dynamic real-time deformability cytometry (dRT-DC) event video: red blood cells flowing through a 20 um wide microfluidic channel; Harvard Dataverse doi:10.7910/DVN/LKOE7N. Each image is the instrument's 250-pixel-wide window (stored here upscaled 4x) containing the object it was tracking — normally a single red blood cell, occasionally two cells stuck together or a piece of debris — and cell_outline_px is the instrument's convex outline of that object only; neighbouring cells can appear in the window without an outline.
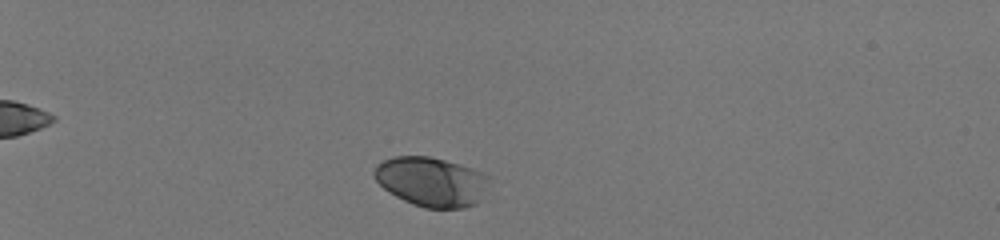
{"species": "human", "species_latin": "Homo sapiens", "temperature_condition": "room temperature", "stored_images_in_passage": 38, "camera_frame_rate_fps": 3000, "um_per_image_px": 0.085, "donor": {"sex": "male"}, "frame": {"image": 1, "passage_image": 4, "time_ms": 1.0, "image_size_px": [1000, 240], "cell_outline_px": [[492, 176], [476, 204], [464, 208], [424, 208], [412, 204], [388, 192], [376, 180], [372, 172], [384, 160], [392, 156], [428, 156], [460, 164], [484, 172]], "centroid_in_image_um": [36.68, 15.44], "position_along_channel_um": 48.3, "area_um2": 33.06}}
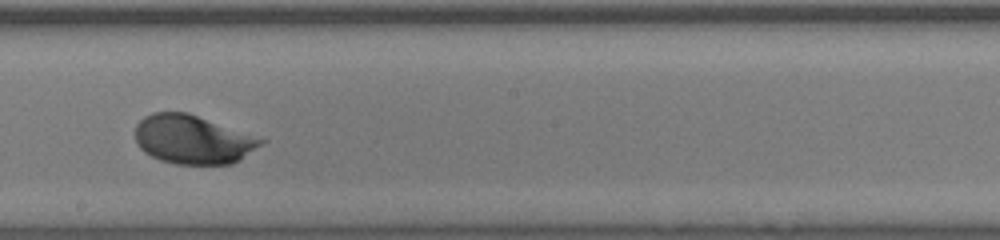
{"frame": {"image": 2, "passage_image": 23, "time_ms": 7.333, "image_size_px": [1000, 240], "cell_outline_px": [[268, 140], [240, 160], [232, 164], [176, 164], [160, 160], [144, 152], [140, 148], [136, 140], [136, 124], [144, 116], [152, 112], [188, 112]], "centroid_in_image_um": [16.4, 11.85], "position_along_channel_um": 231.8, "area_um2": 35.84}}
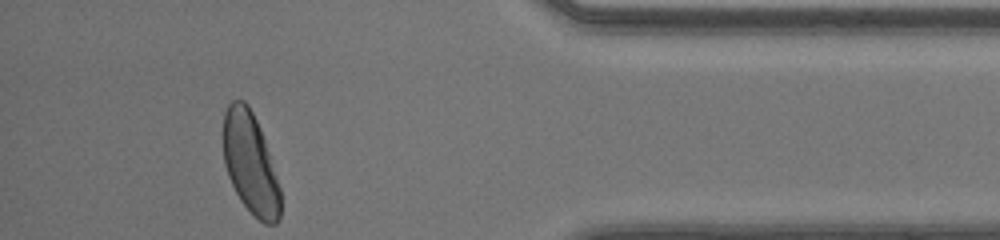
{"frame": {"image": 3, "passage_image": 38, "time_ms": 12.333, "image_size_px": [1000, 240], "cell_outline_px": [[280, 216], [276, 224], [264, 224], [240, 200], [228, 176], [224, 164], [224, 112], [228, 104], [232, 100], [244, 100], [248, 104], [260, 128], [280, 188]], "centroid_in_image_um": [21.27, 13.87], "position_along_channel_um": 413.9, "area_um2": 33.18}, "authors_computed_cell_mechanics": {"area_um2": 34.0442, "velocity_mm_per_s": 4.1034, "shape_relaxation_time_tau1_ms": 1.9736, "shape_relaxation_time_tau2_ms": null, "deformation_change_tau1": 0.1302, "deformation_change_tau2": null}}